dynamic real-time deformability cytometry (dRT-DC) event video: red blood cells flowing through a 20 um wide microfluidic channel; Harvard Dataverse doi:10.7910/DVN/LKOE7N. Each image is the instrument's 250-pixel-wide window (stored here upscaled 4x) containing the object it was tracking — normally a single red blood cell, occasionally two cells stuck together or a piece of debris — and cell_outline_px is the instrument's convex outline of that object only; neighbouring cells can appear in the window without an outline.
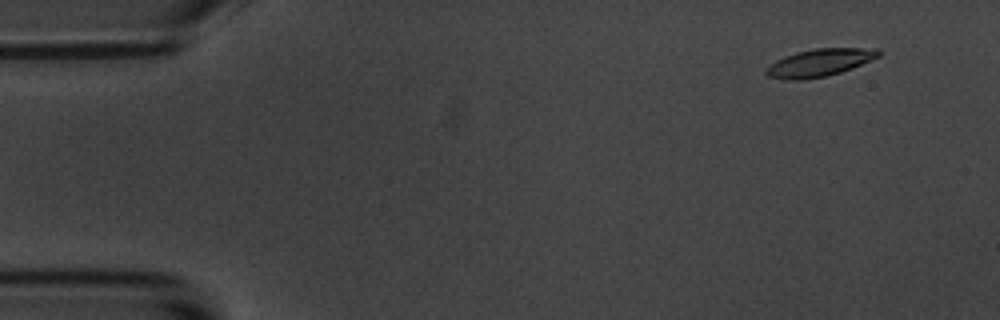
{"species": "common noctule bat (a hibernating species)", "species_latin": "Nyctalus noctula", "temperature_condition": "room temperature", "stored_images_in_passage": 4, "camera_frame_rate_fps": 3000, "um_per_image_px": 0.085, "animal": {"sex": "male", "body_mass_g": 20.1, "forearm_length_mm": 53.5}, "frame": {"image": 1, "passage_image": 1, "time_ms": 0.0, "image_size_px": [1000, 320], "cell_outline_px": [[880, 56], [852, 68], [840, 72], [824, 76], [800, 80], [788, 80], [768, 76], [764, 72], [764, 68], [776, 60], [784, 56], [796, 52], [816, 48], [880, 48]], "centroid_in_image_um": [69.64, 5.32], "position_along_channel_um": 15.4, "area_um2": 18.03}}
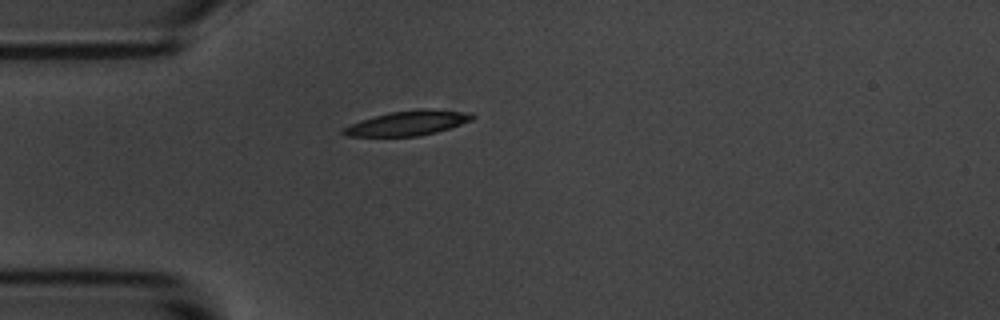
{"frame": {"image": 2, "passage_image": 4, "time_ms": 3.667, "image_size_px": [1000, 320], "cell_outline_px": [[476, 116], [472, 120], [436, 132], [416, 136], [348, 136], [340, 132], [340, 128], [360, 120], [392, 112], [420, 108], [432, 108], [472, 112]], "centroid_in_image_um": [34.68, 10.44], "position_along_channel_um": 50.3, "area_um2": 18.67}}